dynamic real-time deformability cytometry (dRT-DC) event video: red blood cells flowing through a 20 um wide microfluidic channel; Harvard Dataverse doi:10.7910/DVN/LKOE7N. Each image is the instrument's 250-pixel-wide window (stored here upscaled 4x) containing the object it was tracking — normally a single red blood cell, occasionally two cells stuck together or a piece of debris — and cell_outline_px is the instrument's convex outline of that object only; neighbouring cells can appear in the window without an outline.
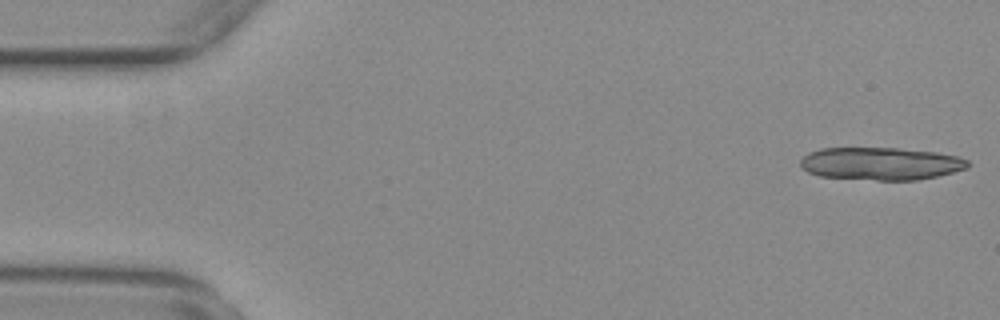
{"species": "common noctule bat (a hibernating species)", "species_latin": "Nyctalus noctula", "temperature_condition": "warm", "stored_images_in_passage": 14, "camera_frame_rate_fps": 3000, "um_per_image_px": 0.085, "animal": {"sex": "female", "body_mass_g": 29.2, "forearm_length_mm": 56.3}, "frame": {"image": 1, "passage_image": 1, "time_ms": 0.0, "image_size_px": [1000, 320], "cell_outline_px": [[972, 164], [968, 168], [936, 176], [916, 180], [876, 180], [820, 176], [808, 172], [800, 168], [800, 160], [808, 152], [820, 148], [896, 148], [936, 152], [956, 156], [968, 160]], "centroid_in_image_um": [74.85, 13.9], "position_along_channel_um": 10.2, "area_um2": 31.96}}